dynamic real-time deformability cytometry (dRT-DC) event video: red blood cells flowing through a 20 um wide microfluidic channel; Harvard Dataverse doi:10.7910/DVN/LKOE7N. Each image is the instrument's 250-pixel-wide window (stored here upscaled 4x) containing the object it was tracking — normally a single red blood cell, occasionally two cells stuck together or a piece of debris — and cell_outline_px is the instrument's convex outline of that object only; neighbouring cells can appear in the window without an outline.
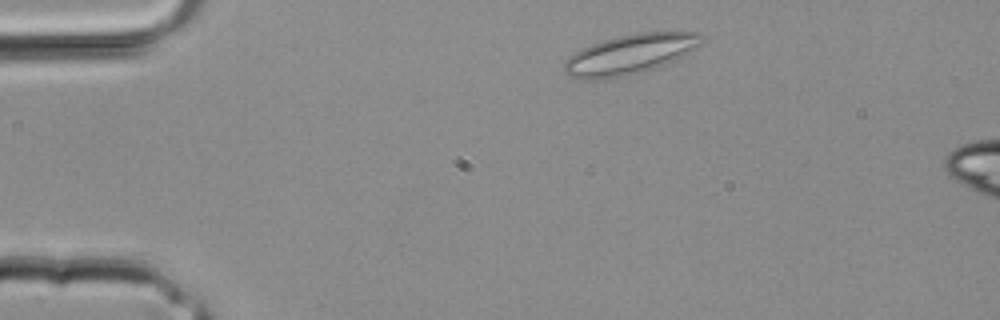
{"species": "common noctule bat (a hibernating species)", "species_latin": "Nyctalus noctula", "temperature_condition": "room temperature", "stored_images_in_passage": 7, "camera_frame_rate_fps": 3000, "um_per_image_px": 0.085, "animal": {"sex": "male", "body_mass_g": 20.4}, "frame": {"image": 1, "passage_image": 2, "time_ms": 0.333, "image_size_px": [1000, 320], "cell_outline_px": [[704, 40], [700, 44], [688, 52], [664, 64], [628, 76], [592, 80], [580, 80], [568, 76], [564, 72], [564, 60], [568, 56], [580, 48], [604, 40], [636, 32], [700, 32], [704, 36]], "centroid_in_image_um": [53.48, 4.62], "position_along_channel_um": 31.5, "area_um2": 31.85}}